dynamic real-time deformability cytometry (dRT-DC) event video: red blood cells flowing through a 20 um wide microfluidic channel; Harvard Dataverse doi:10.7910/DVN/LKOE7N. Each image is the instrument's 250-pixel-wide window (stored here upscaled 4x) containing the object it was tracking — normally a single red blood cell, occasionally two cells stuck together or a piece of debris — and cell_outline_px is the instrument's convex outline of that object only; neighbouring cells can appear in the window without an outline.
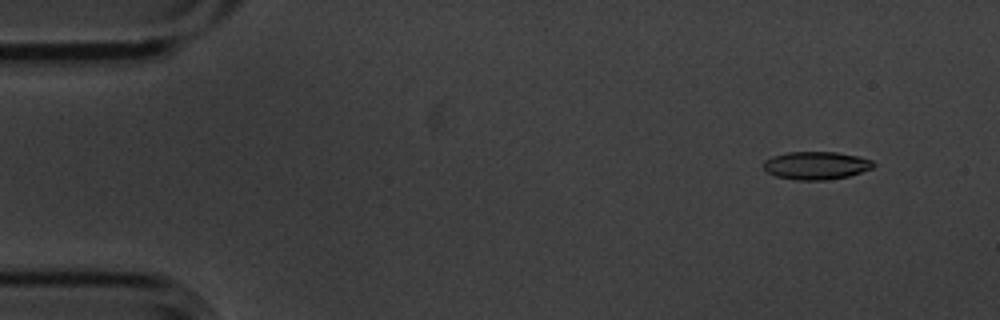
{"species": "common noctule bat (a hibernating species)", "species_latin": "Nyctalus noctula", "temperature_condition": "cold", "stored_images_in_passage": 5, "camera_frame_rate_fps": 3000, "um_per_image_px": 0.085, "animal": {"sex": "male", "body_mass_g": 20.1, "forearm_length_mm": 53.5}, "frame": {"image": 1, "passage_image": 2, "time_ms": 0.333, "image_size_px": [1000, 320], "cell_outline_px": [[876, 164], [872, 168], [848, 176], [828, 180], [796, 180], [776, 176], [768, 172], [764, 168], [764, 160], [772, 156], [788, 152], [836, 152], [856, 156], [872, 160]], "centroid_in_image_um": [69.36, 14.07], "position_along_channel_um": 15.6, "area_um2": 17.8}}
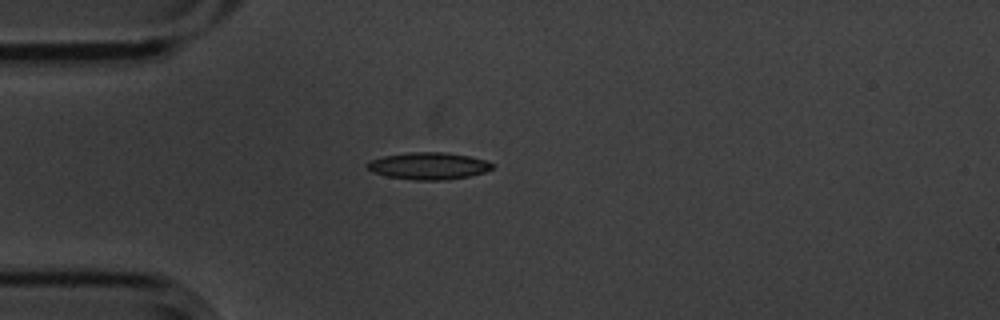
{"frame": {"image": 2, "passage_image": 4, "time_ms": 1.0, "image_size_px": [1000, 320], "cell_outline_px": [[496, 164], [492, 168], [484, 172], [468, 176], [444, 180], [416, 180], [388, 176], [372, 172], [364, 164], [368, 160], [384, 156], [408, 152], [444, 152], [468, 156], [488, 160]], "centroid_in_image_um": [36.42, 14.09], "position_along_channel_um": 48.6, "area_um2": 19.77}}